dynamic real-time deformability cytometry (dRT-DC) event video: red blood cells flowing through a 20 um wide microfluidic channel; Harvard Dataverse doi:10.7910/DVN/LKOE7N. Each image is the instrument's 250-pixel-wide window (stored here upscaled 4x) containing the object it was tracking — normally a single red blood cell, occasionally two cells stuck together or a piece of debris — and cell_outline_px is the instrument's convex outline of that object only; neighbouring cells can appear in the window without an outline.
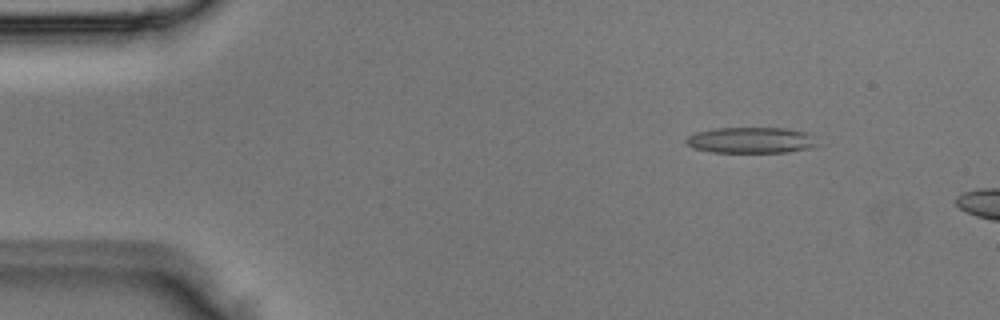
{"species": "Egyptian fruit bat (a non-hibernating species)", "species_latin": "Rousettus aegyptiacus", "temperature_condition": "room temperature", "stored_images_in_passage": 4, "segment_of_instrument_passage": [2, 2], "camera_frame_rate_fps": 3000, "um_per_image_px": 0.085, "animal": {"sex": "male"}, "frame": {"image": 1, "passage_image": 4, "time_ms": 1.0, "image_size_px": [1000, 320], "cell_outline_px": [[824, 144], [808, 148], [788, 152], [712, 152], [692, 148], [684, 140], [688, 136], [696, 132], [716, 128], [788, 128], [808, 132], [816, 136]], "centroid_in_image_um": [63.95, 11.91], "position_along_channel_um": 21.1, "area_um2": 20.29}}